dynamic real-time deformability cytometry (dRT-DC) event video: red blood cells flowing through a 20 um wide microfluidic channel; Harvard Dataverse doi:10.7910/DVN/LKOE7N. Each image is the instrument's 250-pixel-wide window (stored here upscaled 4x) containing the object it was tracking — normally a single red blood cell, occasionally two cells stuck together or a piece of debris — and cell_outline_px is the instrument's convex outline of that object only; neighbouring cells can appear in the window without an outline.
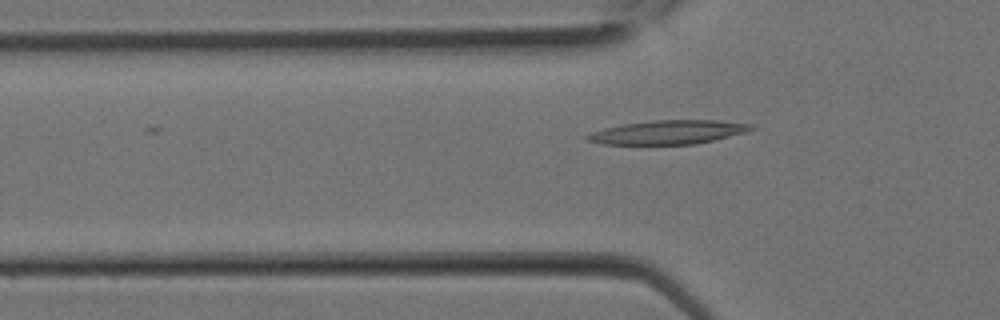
{"species": "Egyptian fruit bat (a non-hibernating species)", "species_latin": "Rousettus aegyptiacus", "temperature_condition": "room temperature", "stored_images_in_passage": 9, "camera_frame_rate_fps": 3000, "um_per_image_px": 0.085, "animal": {"sex": "female"}, "frame": {"image": 1, "passage_image": 9, "time_ms": 2.667, "image_size_px": [1000, 320], "cell_outline_px": [[756, 128], [744, 132], [696, 144], [604, 144], [588, 140], [584, 136], [592, 132], [604, 128], [624, 124], [652, 120], [716, 120], [756, 124]], "centroid_in_image_um": [56.82, 11.23], "position_along_channel_um": 69.0, "area_um2": 22.6}}